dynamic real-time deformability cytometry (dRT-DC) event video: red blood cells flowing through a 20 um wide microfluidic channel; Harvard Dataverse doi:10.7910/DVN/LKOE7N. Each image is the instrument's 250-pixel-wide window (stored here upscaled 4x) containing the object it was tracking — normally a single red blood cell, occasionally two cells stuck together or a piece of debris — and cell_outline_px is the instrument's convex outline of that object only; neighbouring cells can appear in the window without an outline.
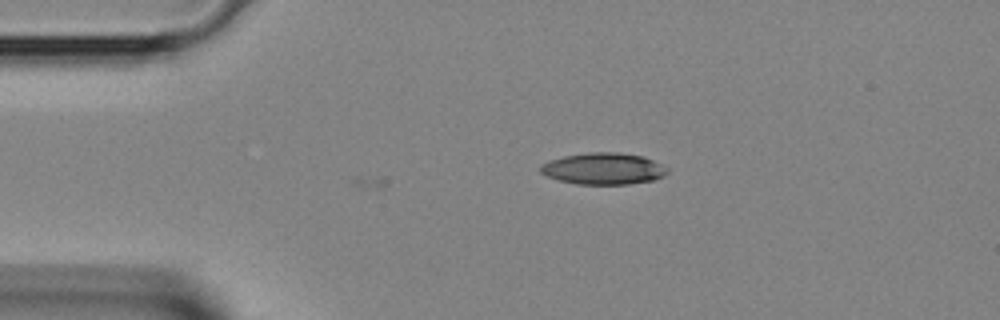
{"species": "Egyptian fruit bat (a non-hibernating species)", "species_latin": "Rousettus aegyptiacus", "temperature_condition": "room temperature", "stored_images_in_passage": 10, "camera_frame_rate_fps": 3000, "um_per_image_px": 0.085, "animal": {"sex": "female"}, "frame": {"image": 1, "passage_image": 1, "time_ms": 0.0, "image_size_px": [1000, 320], "cell_outline_px": [[668, 172], [664, 176], [652, 180], [628, 184], [576, 184], [560, 180], [548, 176], [540, 172], [540, 168], [544, 164], [552, 160], [564, 156], [588, 152], [620, 152], [644, 156], [668, 168]], "centroid_in_image_um": [51.33, 14.33], "position_along_channel_um": 33.7, "area_um2": 23.18}}
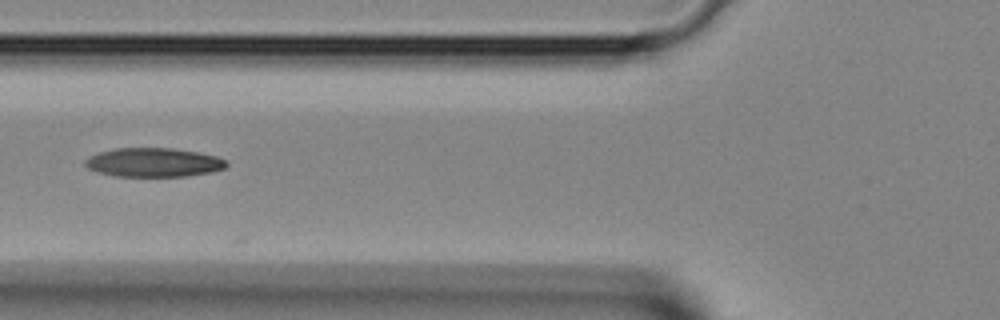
{"frame": {"image": 2, "passage_image": 8, "time_ms": 2.333, "image_size_px": [1000, 320], "cell_outline_px": [[228, 164], [224, 168], [212, 172], [188, 176], [116, 176], [100, 172], [88, 168], [84, 164], [84, 160], [100, 152], [116, 148], [172, 148], [196, 152], [216, 156], [224, 160]], "centroid_in_image_um": [13.07, 13.81], "position_along_channel_um": 112.7, "area_um2": 23.58}}